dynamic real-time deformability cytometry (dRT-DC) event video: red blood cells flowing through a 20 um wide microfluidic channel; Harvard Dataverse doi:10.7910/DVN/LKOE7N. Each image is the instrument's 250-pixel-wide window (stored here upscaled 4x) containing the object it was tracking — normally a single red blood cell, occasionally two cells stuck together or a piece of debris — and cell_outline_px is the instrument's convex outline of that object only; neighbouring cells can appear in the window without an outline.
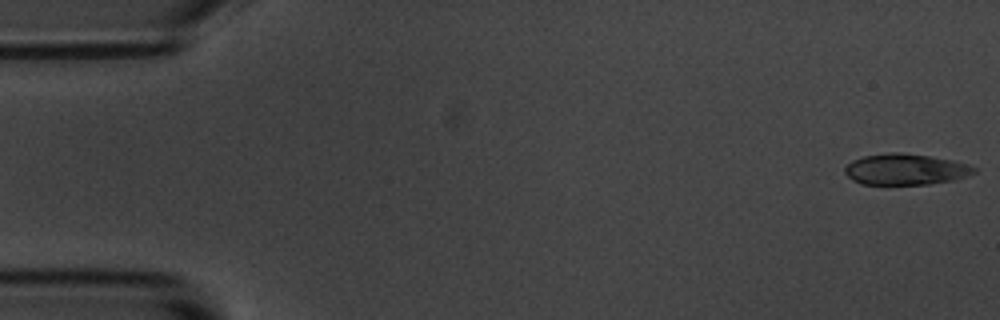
{"species": "common noctule bat (a hibernating species)", "species_latin": "Nyctalus noctula", "temperature_condition": "room temperature", "stored_images_in_passage": 14, "camera_frame_rate_fps": 3000, "um_per_image_px": 0.085, "animal": {"sex": "male", "body_mass_g": 20.1, "forearm_length_mm": 53.5}, "frame": {"image": 1, "passage_image": 1, "time_ms": 0.0, "image_size_px": [1000, 320], "cell_outline_px": [[976, 172], [952, 180], [928, 184], [860, 184], [852, 180], [844, 172], [844, 168], [852, 160], [864, 156], [892, 152], [896, 152], [928, 156], [952, 160], [968, 164], [976, 168]], "centroid_in_image_um": [76.93, 14.39], "position_along_channel_um": 8.1, "area_um2": 23.12}}
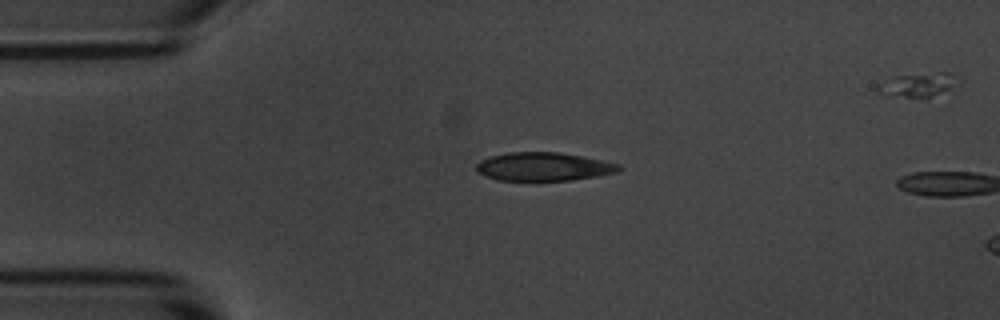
{"frame": {"image": 2, "passage_image": 12, "time_ms": 3.667, "image_size_px": [1000, 320], "cell_outline_px": [[624, 168], [616, 172], [596, 176], [572, 180], [536, 184], [496, 180], [476, 172], [476, 164], [480, 160], [492, 156], [508, 152], [556, 152], [580, 156], [620, 164]], "centroid_in_image_um": [46.15, 14.22], "position_along_channel_um": 38.9, "area_um2": 24.57}}